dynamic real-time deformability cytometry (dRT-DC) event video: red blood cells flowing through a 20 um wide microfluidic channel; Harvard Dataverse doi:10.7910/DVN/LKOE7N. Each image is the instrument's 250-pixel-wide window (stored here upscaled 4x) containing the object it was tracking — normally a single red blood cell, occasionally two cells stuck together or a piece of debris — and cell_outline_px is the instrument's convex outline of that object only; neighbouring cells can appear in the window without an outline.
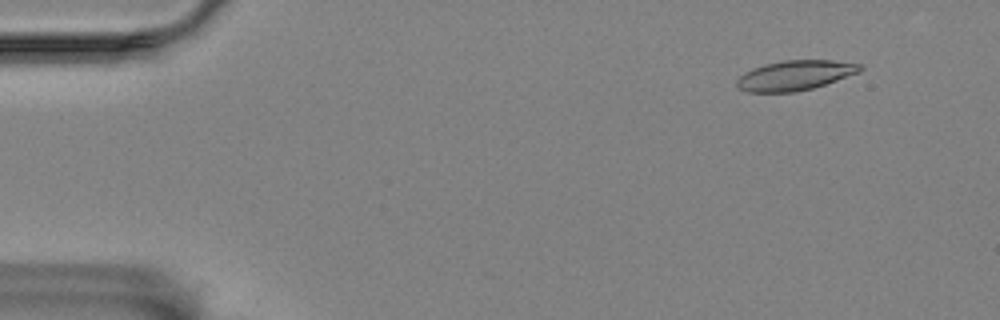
{"species": "Egyptian fruit bat (a non-hibernating species)", "species_latin": "Rousettus aegyptiacus", "temperature_condition": "room temperature", "stored_images_in_passage": 45, "camera_frame_rate_fps": 3000, "um_per_image_px": 0.085, "animal": {"sex": "female"}, "frame": {"image": 1, "passage_image": 6, "time_ms": 1.667, "image_size_px": [1000, 320], "cell_outline_px": [[864, 68], [860, 72], [812, 88], [796, 92], [748, 92], [736, 88], [736, 80], [744, 72], [752, 68], [764, 64], [784, 60], [832, 60], [860, 64]], "centroid_in_image_um": [67.54, 6.4], "position_along_channel_um": 17.5, "area_um2": 21.5}}
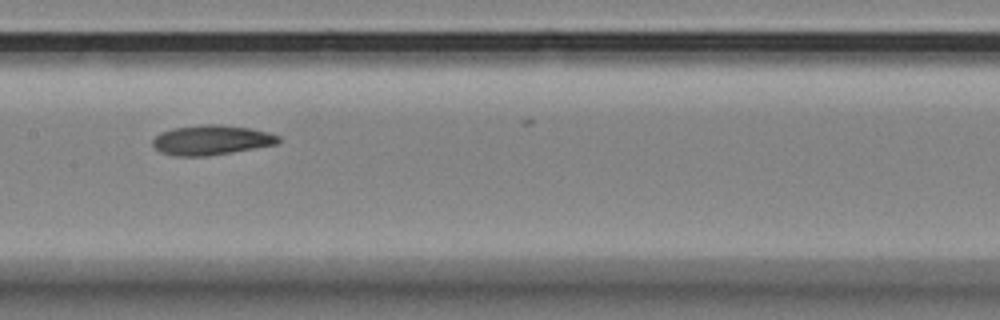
{"frame": {"image": 2, "passage_image": 29, "time_ms": 9.333, "image_size_px": [1000, 320], "cell_outline_px": [[280, 140], [276, 144], [232, 152], [208, 156], [172, 156], [160, 152], [152, 144], [152, 140], [160, 132], [172, 128], [204, 124], [220, 124], [248, 128], [268, 132], [280, 136]], "centroid_in_image_um": [17.93, 11.9], "position_along_channel_um": 189.5, "area_um2": 21.85}}
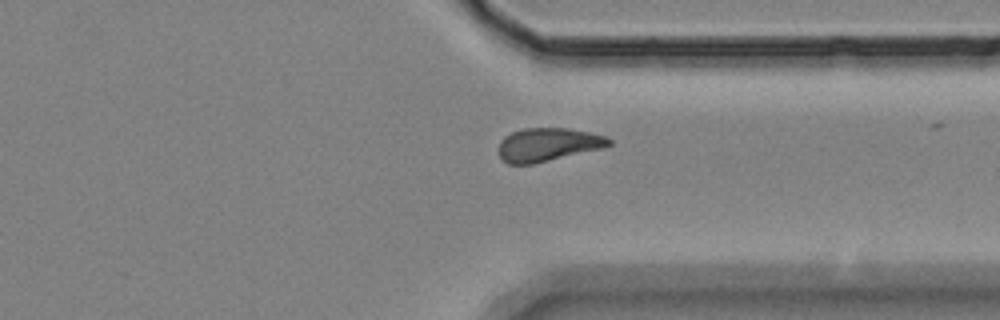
{"frame": {"image": 3, "passage_image": 44, "time_ms": 14.333, "image_size_px": [1000, 320], "cell_outline_px": [[612, 144], [604, 148], [532, 164], [508, 164], [500, 156], [500, 140], [504, 136], [512, 132], [524, 128], [568, 128], [588, 132], [604, 136], [612, 140]], "centroid_in_image_um": [46.59, 12.29], "position_along_channel_um": 364.8, "area_um2": 21.33}}